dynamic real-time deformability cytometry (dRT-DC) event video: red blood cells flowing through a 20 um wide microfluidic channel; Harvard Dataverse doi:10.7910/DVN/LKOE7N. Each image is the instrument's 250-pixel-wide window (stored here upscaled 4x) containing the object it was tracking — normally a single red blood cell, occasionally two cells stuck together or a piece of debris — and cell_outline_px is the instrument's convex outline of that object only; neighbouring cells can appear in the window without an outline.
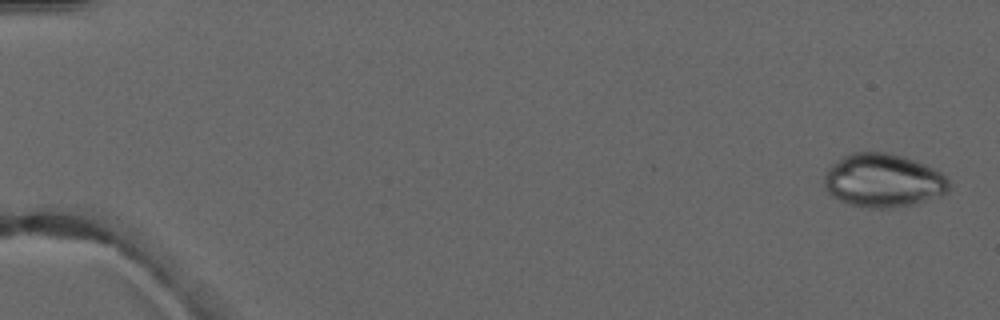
{"species": "common noctule bat (a hibernating species)", "species_latin": "Nyctalus noctula", "temperature_condition": "warm", "stored_images_in_passage": 4, "camera_frame_rate_fps": 3000, "um_per_image_px": 0.085, "animal": {"sex": "male", "forearm_length_mm": 52.5}, "frame": {"image": 1, "passage_image": 1, "time_ms": 0.0, "image_size_px": [1000, 320], "cell_outline_px": [[952, 188], [948, 192], [940, 196], [916, 204], [892, 208], [868, 208], [848, 204], [832, 196], [824, 188], [824, 172], [832, 164], [844, 156], [852, 152], [888, 152], [904, 156], [924, 164], [940, 172], [948, 180]], "centroid_in_image_um": [75.07, 15.35], "position_along_channel_um": 9.9, "area_um2": 39.3}}